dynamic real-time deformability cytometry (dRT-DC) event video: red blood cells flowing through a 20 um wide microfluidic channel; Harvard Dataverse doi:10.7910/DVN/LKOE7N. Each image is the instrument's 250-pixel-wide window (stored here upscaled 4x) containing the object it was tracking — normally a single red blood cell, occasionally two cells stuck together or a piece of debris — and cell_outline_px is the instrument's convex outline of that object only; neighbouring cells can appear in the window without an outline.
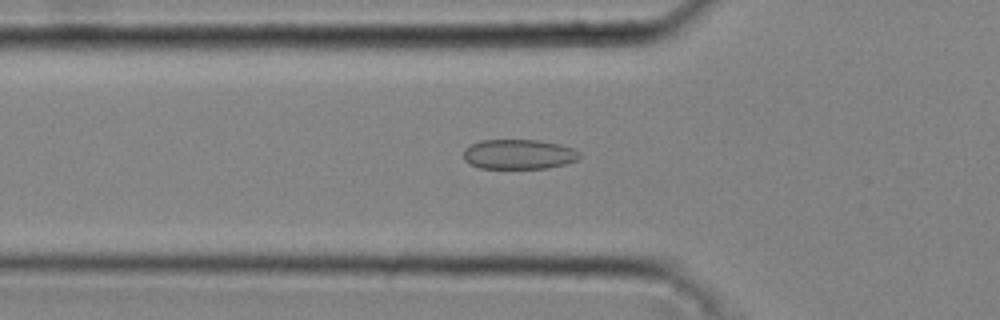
{"species": "common noctule bat (a hibernating species)", "species_latin": "Nyctalus noctula", "temperature_condition": "cold", "stored_images_in_passage": 41, "camera_frame_rate_fps": 3000, "um_per_image_px": 0.085, "animal": {"sex": "male", "body_mass_g": 20.4}, "frame": {"image": 1, "passage_image": 15, "time_ms": 4.667, "image_size_px": [1000, 320], "cell_outline_px": [[580, 156], [576, 160], [564, 164], [548, 168], [480, 168], [468, 164], [464, 160], [464, 148], [480, 140], [540, 140], [560, 144], [572, 148], [580, 152]], "centroid_in_image_um": [44.07, 13.11], "position_along_channel_um": 81.7, "area_um2": 20.23}}
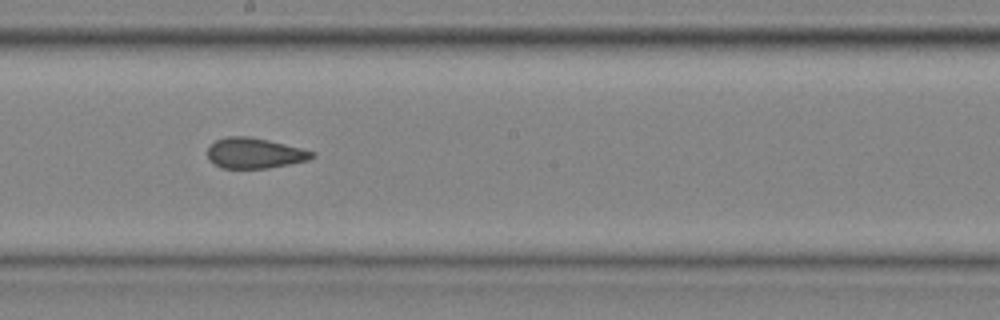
{"frame": {"image": 2, "passage_image": 25, "time_ms": 8.0, "image_size_px": [1000, 320], "cell_outline_px": [[316, 156], [308, 160], [268, 168], [220, 168], [208, 160], [208, 148], [216, 140], [228, 136], [248, 136], [268, 140], [316, 152]], "centroid_in_image_um": [21.63, 13.02], "position_along_channel_um": 226.6, "area_um2": 18.5}}
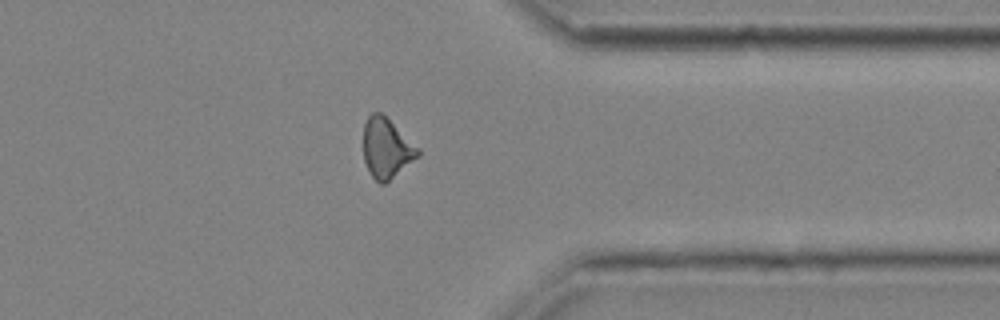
{"frame": {"image": 3, "passage_image": 36, "time_ms": 11.667, "image_size_px": [1000, 320], "cell_outline_px": [[420, 156], [384, 184], [380, 184], [368, 172], [364, 160], [364, 124], [368, 116], [372, 112], [380, 112], [420, 148]], "centroid_in_image_um": [32.86, 12.61], "position_along_channel_um": 378.5, "area_um2": 18.96}, "authors_computed_cell_mechanics": {"area_um2": 19.074, "velocity_mm_per_s": 4.3382, "shape_relaxation_time_tau1_ms": null, "shape_relaxation_time_tau2_ms": 2.123, "deformation_change_tau1": null, "deformation_change_tau2": 0.0864}}